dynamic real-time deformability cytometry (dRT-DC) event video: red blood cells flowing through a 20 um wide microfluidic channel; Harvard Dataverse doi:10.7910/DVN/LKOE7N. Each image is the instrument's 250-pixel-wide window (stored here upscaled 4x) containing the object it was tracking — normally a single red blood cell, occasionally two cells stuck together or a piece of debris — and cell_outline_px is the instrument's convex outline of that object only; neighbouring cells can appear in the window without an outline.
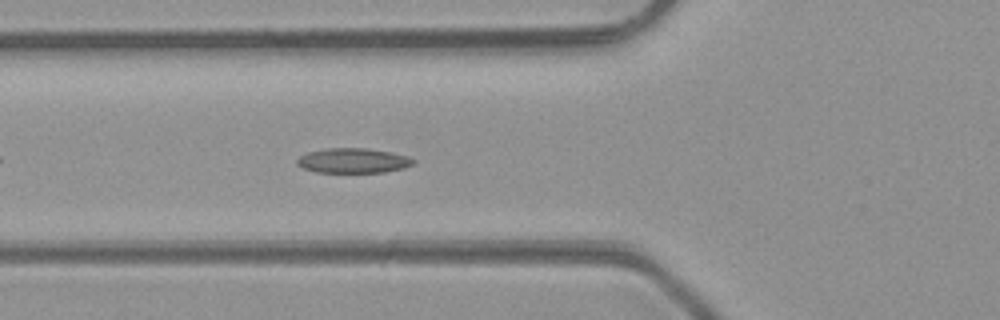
{"species": "common noctule bat (a hibernating species)", "species_latin": "Nyctalus noctula", "temperature_condition": "room temperature", "stored_images_in_passage": 38, "camera_frame_rate_fps": 3000, "um_per_image_px": 0.085, "animal": {"sex": "male", "body_mass_g": 23.1, "forearm_length_mm": 52.7}, "frame": {"image": 1, "passage_image": 6, "time_ms": 1.667, "image_size_px": [1000, 320], "cell_outline_px": [[416, 160], [412, 164], [404, 168], [384, 172], [316, 172], [304, 168], [296, 164], [296, 160], [300, 156], [308, 152], [324, 148], [368, 148], [392, 152], [408, 156]], "centroid_in_image_um": [30.02, 13.64], "position_along_channel_um": 95.8, "area_um2": 16.88}}
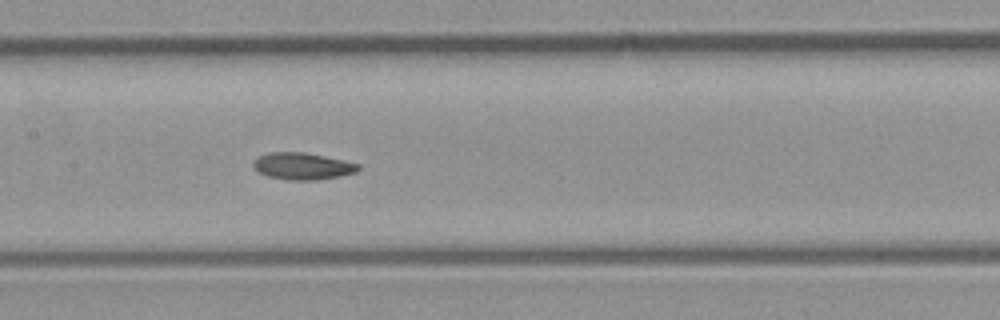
{"frame": {"image": 2, "passage_image": 12, "time_ms": 3.667, "image_size_px": [1000, 320], "cell_outline_px": [[360, 168], [356, 172], [340, 176], [316, 180], [288, 180], [268, 176], [260, 172], [252, 164], [260, 156], [268, 152], [304, 152], [324, 156], [360, 164]], "centroid_in_image_um": [25.74, 14.12], "position_along_channel_um": 181.7, "area_um2": 16.24}}
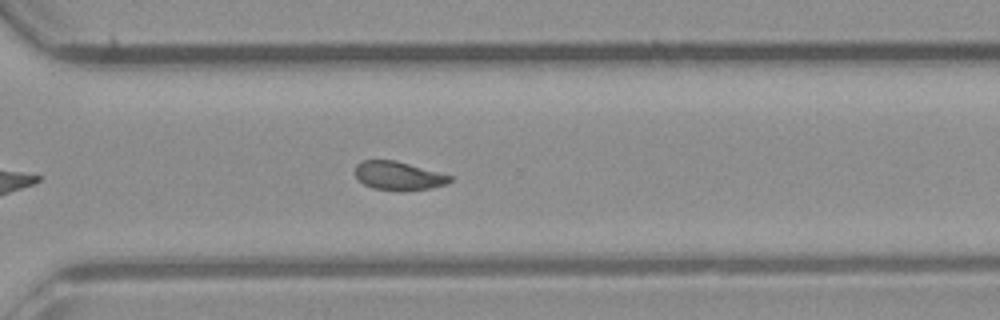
{"frame": {"image": 3, "passage_image": 23, "time_ms": 7.333, "image_size_px": [1000, 320], "cell_outline_px": [[452, 180], [448, 184], [432, 188], [404, 192], [392, 192], [372, 188], [364, 184], [356, 176], [356, 164], [364, 160], [396, 160], [452, 176]], "centroid_in_image_um": [33.89, 14.97], "position_along_channel_um": 336.7, "area_um2": 16.13}}